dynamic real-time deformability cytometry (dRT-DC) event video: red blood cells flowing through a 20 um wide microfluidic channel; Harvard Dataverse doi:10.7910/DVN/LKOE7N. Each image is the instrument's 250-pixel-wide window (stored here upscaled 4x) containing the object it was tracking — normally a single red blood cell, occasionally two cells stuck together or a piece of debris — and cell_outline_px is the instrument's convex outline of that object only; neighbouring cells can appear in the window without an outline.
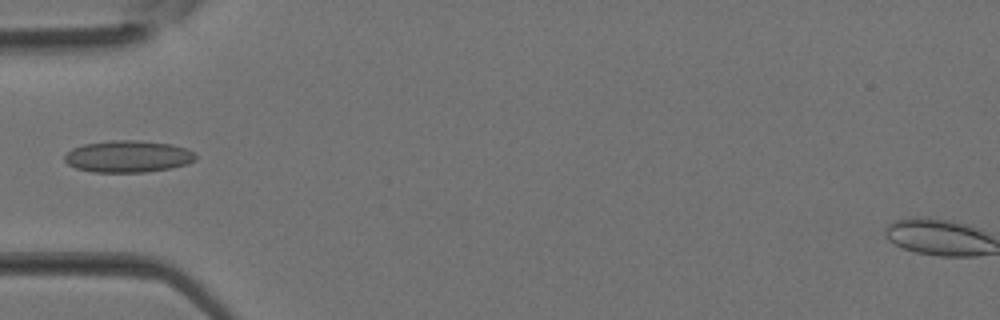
{"species": "Egyptian fruit bat (a non-hibernating species)", "species_latin": "Rousettus aegyptiacus", "temperature_condition": "room temperature", "stored_images_in_passage": 33, "camera_frame_rate_fps": 3000, "um_per_image_px": 0.085, "animal": {"sex": "female"}, "frame": {"image": 1, "passage_image": 12, "time_ms": 3.667, "image_size_px": [1000, 320], "cell_outline_px": [[196, 160], [188, 164], [172, 168], [144, 172], [92, 172], [76, 168], [68, 164], [64, 160], [64, 156], [72, 148], [84, 144], [112, 140], [136, 140], [172, 144], [196, 152]], "centroid_in_image_um": [10.9, 13.3], "position_along_channel_um": 74.1, "area_um2": 24.45}}
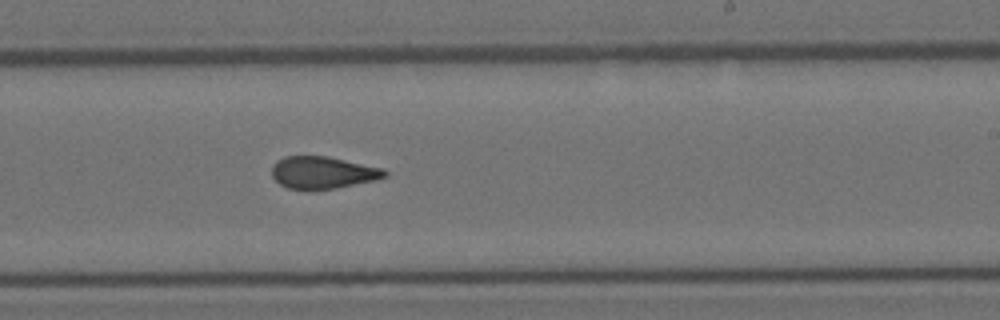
{"frame": {"image": 2, "passage_image": 22, "time_ms": 7.0, "image_size_px": [1000, 320], "cell_outline_px": [[388, 176], [376, 180], [336, 188], [288, 188], [280, 184], [272, 176], [272, 164], [276, 160], [284, 156], [328, 156], [384, 168], [388, 172]], "centroid_in_image_um": [27.46, 14.64], "position_along_channel_um": 261.5, "area_um2": 21.1}}
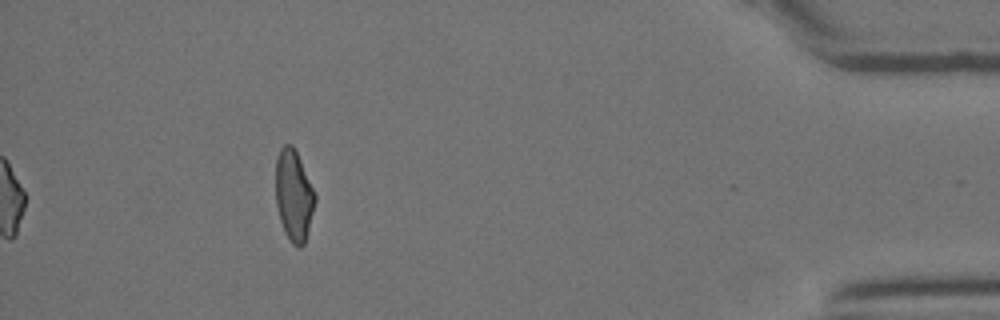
{"frame": {"image": 3, "passage_image": 33, "time_ms": 10.667, "image_size_px": [1000, 320], "cell_outline_px": [[316, 200], [304, 244], [300, 248], [296, 248], [292, 244], [284, 232], [280, 220], [276, 204], [276, 156], [280, 148], [284, 144], [292, 144], [300, 160], [316, 196]], "centroid_in_image_um": [24.95, 16.63], "position_along_channel_um": 410.2, "area_um2": 20.75}}